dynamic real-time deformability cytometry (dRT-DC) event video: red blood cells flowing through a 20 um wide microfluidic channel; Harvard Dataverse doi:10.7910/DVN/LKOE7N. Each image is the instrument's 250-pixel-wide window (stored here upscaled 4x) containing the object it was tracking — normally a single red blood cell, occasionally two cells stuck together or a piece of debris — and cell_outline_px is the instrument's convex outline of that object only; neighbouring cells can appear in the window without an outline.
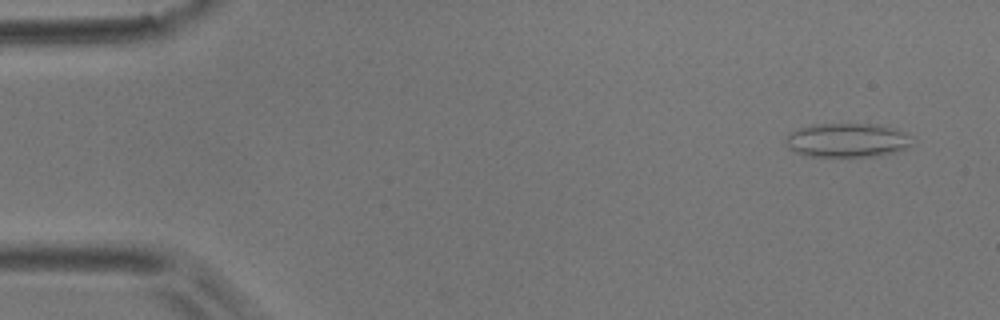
{"species": "common noctule bat (a hibernating species)", "species_latin": "Nyctalus noctula", "temperature_condition": "room temperature", "stored_images_in_passage": 50, "camera_frame_rate_fps": 3000, "um_per_image_px": 0.085, "animal": {"sex": "male", "body_mass_g": 17.9}, "frame": {"image": 1, "passage_image": 1, "time_ms": 0.0, "image_size_px": [1000, 320], "cell_outline_px": [[912, 144], [908, 148], [892, 152], [872, 156], [804, 156], [788, 148], [788, 136], [792, 132], [800, 128], [812, 124], [876, 124], [896, 128], [904, 132], [908, 136]], "centroid_in_image_um": [72.03, 11.91], "position_along_channel_um": 13.0, "area_um2": 24.74}}
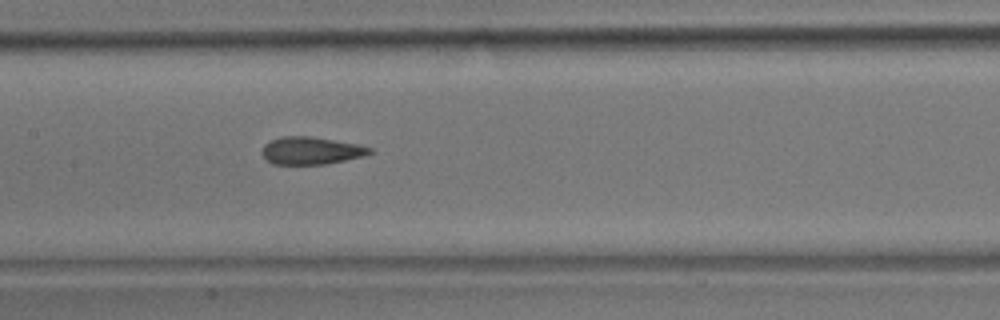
{"frame": {"image": 2, "passage_image": 23, "time_ms": 7.333, "image_size_px": [1000, 320], "cell_outline_px": [[376, 152], [364, 156], [324, 164], [272, 164], [260, 152], [264, 144], [280, 136], [312, 136], [356, 144], [372, 148]], "centroid_in_image_um": [26.44, 12.8], "position_along_channel_um": 181.0, "area_um2": 17.28}}
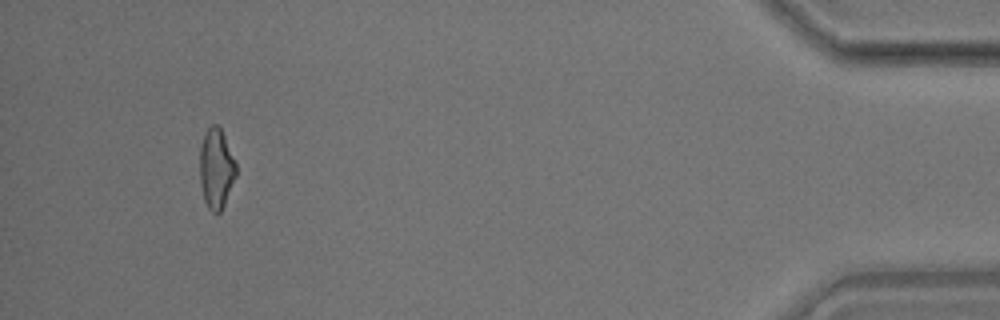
{"frame": {"image": 3, "passage_image": 47, "time_ms": 15.333, "image_size_px": [1000, 320], "cell_outline_px": [[236, 176], [224, 204], [220, 212], [212, 212], [208, 208], [204, 200], [200, 184], [200, 148], [204, 136], [208, 128], [212, 124], [216, 124], [220, 128], [236, 160]], "centroid_in_image_um": [18.38, 14.33], "position_along_channel_um": 416.8, "area_um2": 16.82}, "authors_computed_cell_mechanics": {"area_um2": 17.7157, "velocity_mm_per_s": 3.8183, "shape_relaxation_time_tau1_ms": 11.0541, "shape_relaxation_time_tau2_ms": 1.8573, "deformation_change_tau1": 0.1767, "deformation_change_tau2": 0.09}}